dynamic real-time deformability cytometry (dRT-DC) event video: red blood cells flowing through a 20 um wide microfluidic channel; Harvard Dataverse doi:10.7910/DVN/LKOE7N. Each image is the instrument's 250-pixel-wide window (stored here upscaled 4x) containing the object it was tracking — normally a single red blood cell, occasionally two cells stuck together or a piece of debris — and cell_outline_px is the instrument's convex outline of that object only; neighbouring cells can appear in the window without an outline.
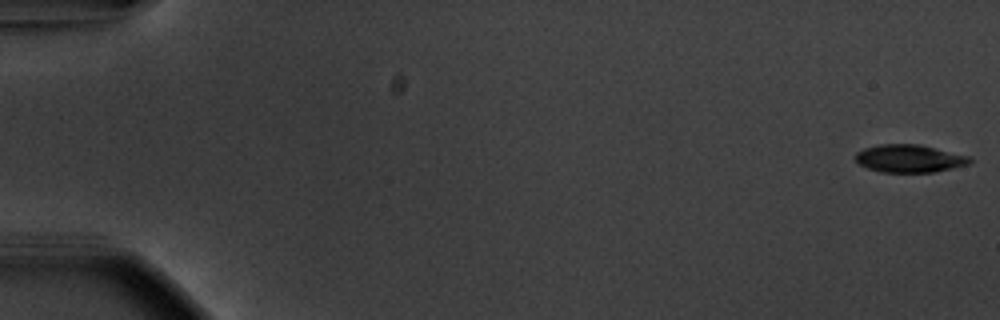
{"species": "common noctule bat (a hibernating species)", "species_latin": "Nyctalus noctula", "temperature_condition": "warm", "stored_images_in_passage": 54, "camera_frame_rate_fps": 3000, "um_per_image_px": 0.085, "animal": {"sex": "male", "body_mass_g": 20.1, "forearm_length_mm": 53.5}, "frame": {"image": 1, "passage_image": 1, "time_ms": 0.0, "image_size_px": [1000, 320], "cell_outline_px": [[972, 164], [936, 172], [880, 172], [868, 168], [860, 164], [856, 160], [856, 152], [864, 148], [880, 144], [920, 144], [968, 156], [972, 160]], "centroid_in_image_um": [77.33, 13.48], "position_along_channel_um": 7.7, "area_um2": 18.55}}
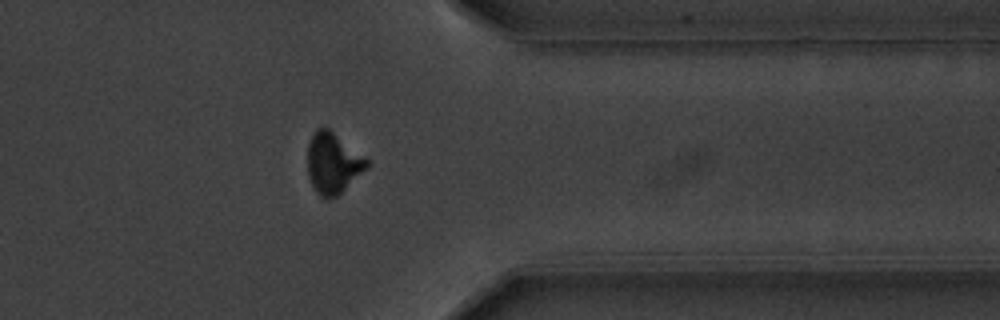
{"frame": {"image": 2, "passage_image": 45, "time_ms": 14.667, "image_size_px": [1000, 320], "cell_outline_px": [[368, 168], [336, 196], [320, 196], [316, 192], [308, 176], [308, 144], [316, 128], [328, 128], [364, 156], [368, 160]], "centroid_in_image_um": [28.29, 13.85], "position_along_channel_um": 383.1, "area_um2": 20.52}}
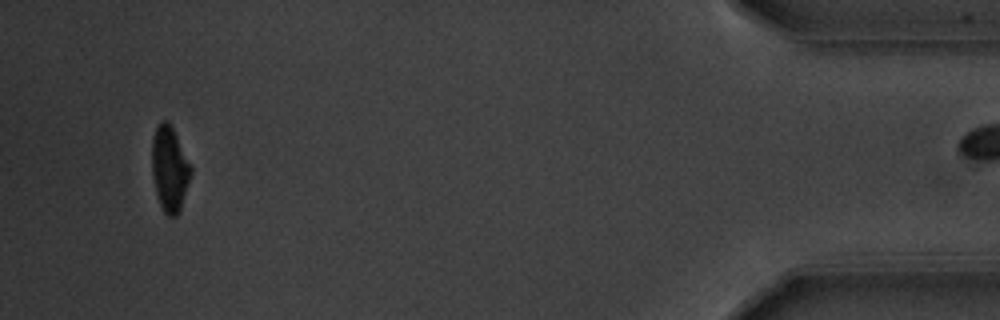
{"frame": {"image": 3, "passage_image": 53, "time_ms": 17.333, "image_size_px": [1000, 320], "cell_outline_px": [[192, 172], [180, 212], [176, 216], [168, 216], [164, 212], [160, 204], [156, 192], [152, 176], [152, 140], [156, 128], [160, 120], [168, 120], [192, 168]], "centroid_in_image_um": [14.41, 14.37], "position_along_channel_um": 420.8, "area_um2": 19.19}}